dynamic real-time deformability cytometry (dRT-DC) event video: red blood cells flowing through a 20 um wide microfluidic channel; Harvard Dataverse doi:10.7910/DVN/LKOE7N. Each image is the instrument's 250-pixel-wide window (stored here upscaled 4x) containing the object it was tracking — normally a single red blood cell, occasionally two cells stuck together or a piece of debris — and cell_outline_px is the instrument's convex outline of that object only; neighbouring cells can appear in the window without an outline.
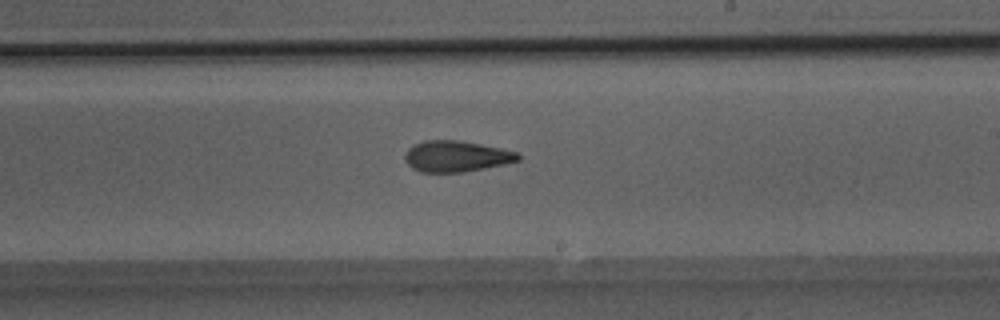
{"species": "Egyptian fruit bat (a non-hibernating species)", "species_latin": "Rousettus aegyptiacus", "temperature_condition": "room temperature", "stored_images_in_passage": 38, "camera_frame_rate_fps": 3000, "um_per_image_px": 0.085, "animal": {"sex": "male"}, "frame": {"image": 1, "passage_image": 24, "time_ms": 7.667, "image_size_px": [1000, 320], "cell_outline_px": [[520, 160], [504, 164], [464, 172], [420, 172], [412, 168], [404, 160], [404, 156], [408, 148], [424, 140], [460, 140], [500, 148], [516, 152], [520, 156]], "centroid_in_image_um": [38.75, 13.29], "position_along_channel_um": 250.2, "area_um2": 20.4}}
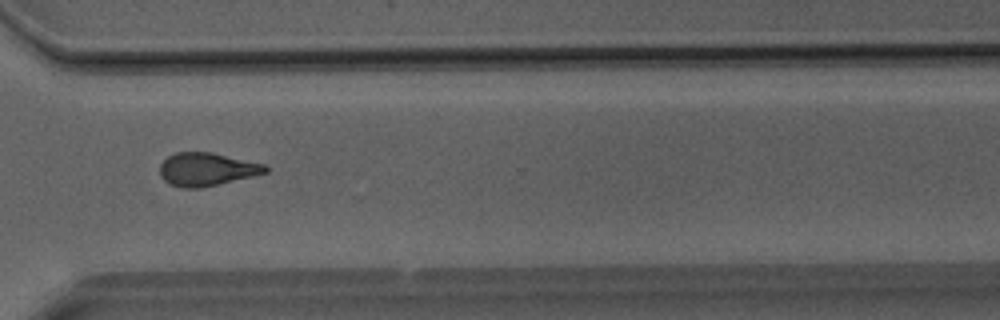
{"frame": {"image": 2, "passage_image": 30, "time_ms": 9.667, "image_size_px": [1000, 320], "cell_outline_px": [[268, 172], [252, 176], [200, 188], [180, 188], [168, 184], [160, 176], [160, 164], [168, 156], [176, 152], [212, 152], [264, 164], [268, 168]], "centroid_in_image_um": [17.53, 14.39], "position_along_channel_um": 353.1, "area_um2": 20.35}}
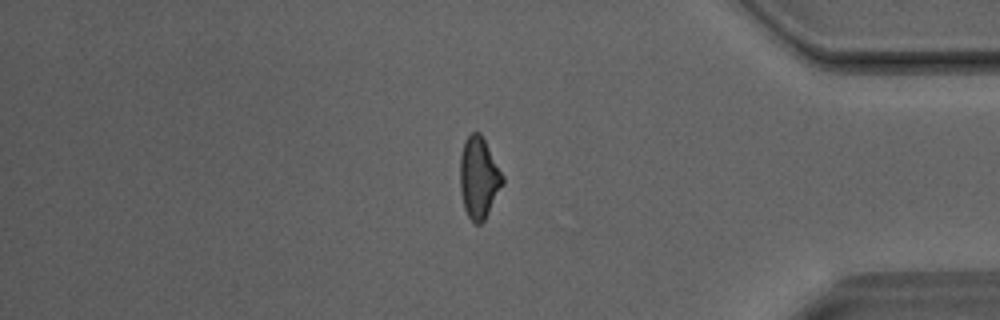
{"frame": {"image": 3, "passage_image": 34, "time_ms": 11.0, "image_size_px": [1000, 320], "cell_outline_px": [[504, 184], [484, 220], [480, 224], [476, 224], [468, 216], [464, 208], [460, 192], [460, 156], [464, 140], [472, 132], [480, 132], [504, 176]], "centroid_in_image_um": [40.7, 15.1], "position_along_channel_um": 394.5, "area_um2": 20.23}}